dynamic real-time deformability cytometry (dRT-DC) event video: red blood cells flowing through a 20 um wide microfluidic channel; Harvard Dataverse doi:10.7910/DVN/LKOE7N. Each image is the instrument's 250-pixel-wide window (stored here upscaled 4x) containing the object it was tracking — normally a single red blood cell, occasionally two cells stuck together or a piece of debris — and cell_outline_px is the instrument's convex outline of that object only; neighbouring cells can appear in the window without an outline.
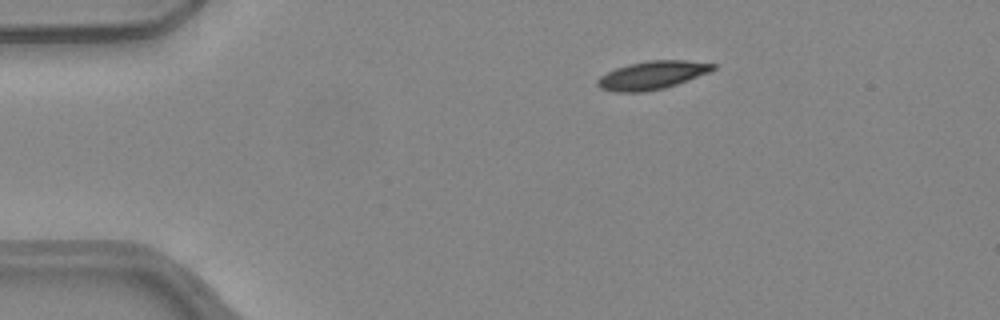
{"species": "common noctule bat (a hibernating species)", "species_latin": "Nyctalus noctula", "temperature_condition": "warm", "stored_images_in_passage": 43, "camera_frame_rate_fps": 3000, "um_per_image_px": 0.085, "animal": {"sex": "female", "body_mass_g": 24.6, "forearm_length_mm": 56.2}, "frame": {"image": 1, "passage_image": 1, "time_ms": 0.0, "image_size_px": [1000, 320], "cell_outline_px": [[716, 68], [708, 72], [676, 84], [664, 88], [644, 92], [612, 92], [600, 88], [596, 84], [596, 80], [600, 76], [616, 68], [628, 64], [648, 60], [684, 60], [716, 64]], "centroid_in_image_um": [55.38, 6.39], "position_along_channel_um": 29.6, "area_um2": 18.9}}
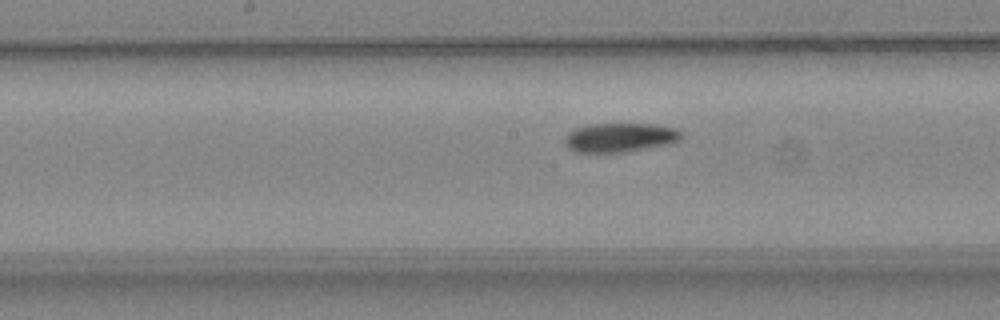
{"frame": {"image": 2, "passage_image": 18, "time_ms": 5.667, "image_size_px": [1000, 320], "cell_outline_px": [[684, 136], [680, 140], [668, 144], [624, 152], [572, 152], [564, 144], [564, 136], [568, 132], [576, 128], [588, 124], [656, 124], [676, 128], [684, 132]], "centroid_in_image_um": [52.7, 11.68], "position_along_channel_um": 195.5, "area_um2": 20.06}}
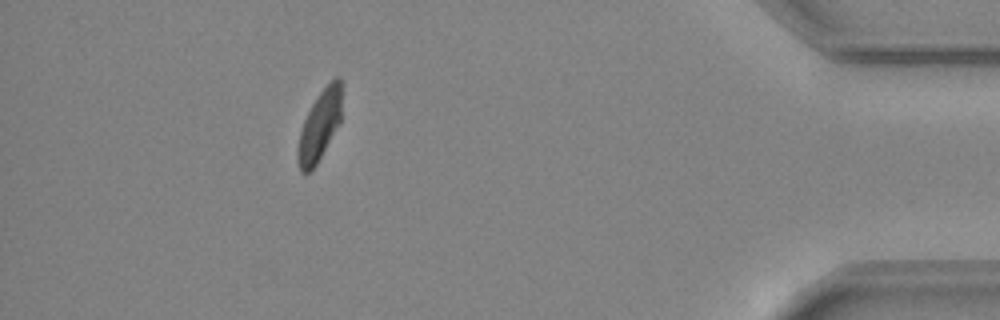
{"frame": {"image": 3, "passage_image": 38, "time_ms": 12.333, "image_size_px": [1000, 320], "cell_outline_px": [[340, 124], [316, 164], [308, 172], [300, 172], [296, 160], [296, 152], [300, 132], [304, 120], [316, 96], [336, 76], [340, 76]], "centroid_in_image_um": [27.13, 10.71], "position_along_channel_um": 408.1, "area_um2": 17.69}, "authors_computed_cell_mechanics": {"area_um2": 19.652, "velocity_mm_per_s": 4.0057, "shape_relaxation_time_tau1_ms": 3.8167, "shape_relaxation_time_tau2_ms": 6.1948, "deformation_change_tau1": 0.1528, "deformation_change_tau2": 0.1022}}